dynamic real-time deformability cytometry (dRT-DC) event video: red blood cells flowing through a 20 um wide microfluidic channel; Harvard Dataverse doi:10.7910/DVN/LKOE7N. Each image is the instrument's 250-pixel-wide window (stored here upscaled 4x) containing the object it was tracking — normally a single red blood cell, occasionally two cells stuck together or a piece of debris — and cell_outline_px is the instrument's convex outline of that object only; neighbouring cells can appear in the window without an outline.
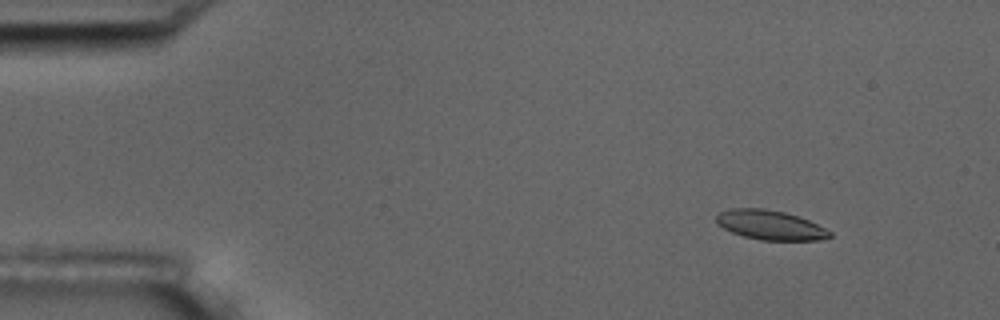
{"species": "common noctule bat (a hibernating species)", "species_latin": "Nyctalus noctula", "temperature_condition": "room temperature", "stored_images_in_passage": 57, "camera_frame_rate_fps": 3000, "um_per_image_px": 0.085, "animal": {"sex": "male", "body_mass_g": 17.5, "forearm_length_mm": 52.3}, "frame": {"image": 1, "passage_image": 7, "time_ms": 2.0, "image_size_px": [1000, 320], "cell_outline_px": [[832, 236], [820, 240], [760, 240], [744, 236], [732, 232], [716, 224], [716, 216], [720, 212], [732, 208], [764, 208], [784, 212], [808, 220], [832, 232]], "centroid_in_image_um": [65.45, 19.13], "position_along_channel_um": 19.6, "area_um2": 19.36}}
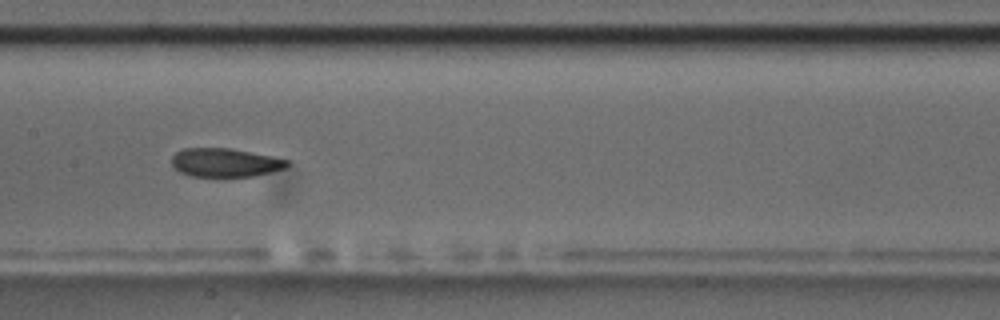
{"frame": {"image": 2, "passage_image": 29, "time_ms": 9.333, "image_size_px": [1000, 320], "cell_outline_px": [[292, 164], [288, 168], [252, 176], [188, 176], [180, 172], [172, 164], [172, 156], [176, 152], [184, 148], [228, 148], [272, 156], [288, 160]], "centroid_in_image_um": [19.16, 13.82], "position_along_channel_um": 188.2, "area_um2": 19.25}}
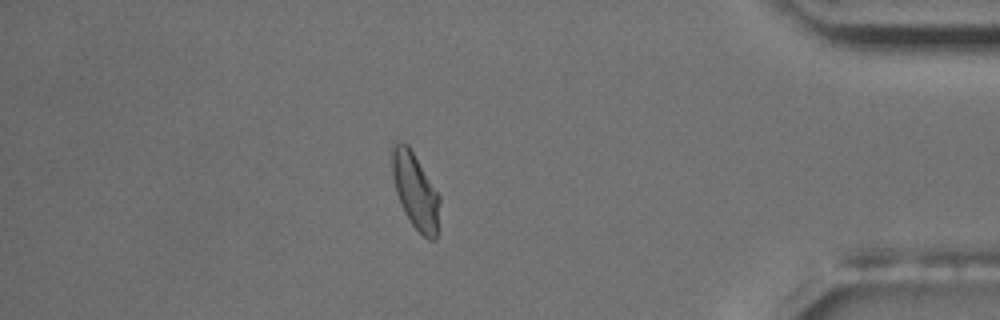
{"frame": {"image": 3, "passage_image": 50, "time_ms": 16.333, "image_size_px": [1000, 320], "cell_outline_px": [[440, 204], [436, 240], [428, 240], [412, 224], [396, 192], [392, 176], [392, 144], [408, 144], [440, 196]], "centroid_in_image_um": [35.33, 16.24], "position_along_channel_um": 399.9, "area_um2": 20.52}, "authors_computed_cell_mechanics": {"area_um2": 20.23, "velocity_mm_per_s": 3.5483, "shape_relaxation_time_tau1_ms": 4.3246, "shape_relaxation_time_tau2_ms": 2.0244, "deformation_change_tau1": 0.1395, "deformation_change_tau2": 0.0699}}